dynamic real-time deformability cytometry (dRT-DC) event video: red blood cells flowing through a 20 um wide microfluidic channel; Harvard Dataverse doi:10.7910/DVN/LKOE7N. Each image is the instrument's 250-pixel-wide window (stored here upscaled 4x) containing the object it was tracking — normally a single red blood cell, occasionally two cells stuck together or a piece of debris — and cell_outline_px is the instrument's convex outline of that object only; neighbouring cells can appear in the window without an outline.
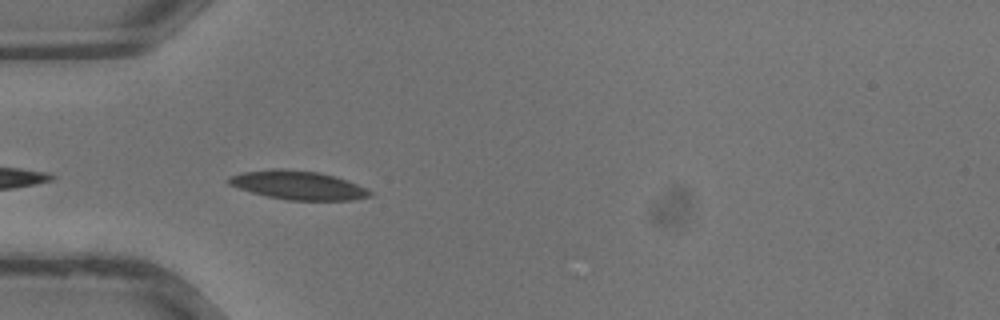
{"species": "common noctule bat (a hibernating species)", "species_latin": "Nyctalus noctula", "temperature_condition": "warm", "stored_images_in_passage": 14, "camera_frame_rate_fps": 3000, "um_per_image_px": 0.085, "animal": {"sex": "male", "body_mass_g": 13.3}, "frame": {"image": 1, "passage_image": 11, "time_ms": 3.333, "image_size_px": [1000, 320], "cell_outline_px": [[372, 196], [352, 200], [288, 200], [268, 196], [252, 192], [228, 184], [228, 176], [244, 172], [272, 168], [284, 168], [320, 172], [336, 176], [348, 180], [368, 188], [372, 192]], "centroid_in_image_um": [25.38, 15.73], "position_along_channel_um": 59.6, "area_um2": 23.81}}